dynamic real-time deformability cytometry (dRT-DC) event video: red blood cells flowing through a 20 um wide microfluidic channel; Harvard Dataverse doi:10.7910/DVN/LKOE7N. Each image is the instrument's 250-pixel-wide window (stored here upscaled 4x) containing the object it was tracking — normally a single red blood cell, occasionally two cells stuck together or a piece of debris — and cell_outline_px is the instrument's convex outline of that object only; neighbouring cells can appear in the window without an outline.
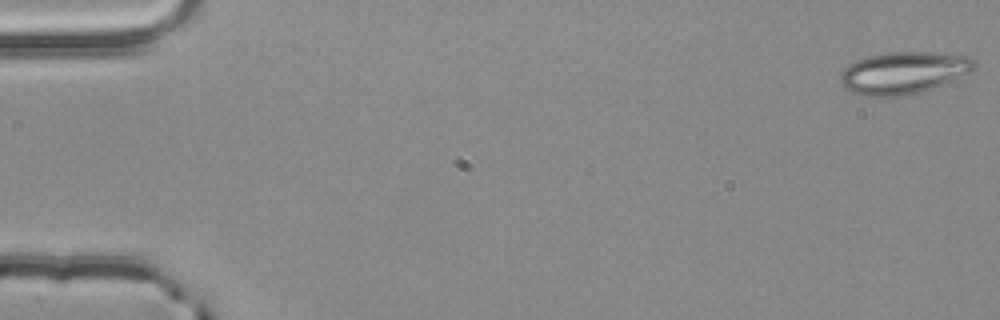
{"species": "common noctule bat (a hibernating species)", "species_latin": "Nyctalus noctula", "temperature_condition": "room temperature", "stored_images_in_passage": 17, "camera_frame_rate_fps": 3000, "um_per_image_px": 0.085, "animal": {"sex": "male", "body_mass_g": 20.4}, "frame": {"image": 1, "passage_image": 1, "time_ms": 0.0, "image_size_px": [1000, 320], "cell_outline_px": [[976, 68], [972, 72], [932, 88], [920, 92], [900, 96], [860, 96], [848, 92], [840, 84], [840, 72], [848, 64], [856, 60], [868, 56], [884, 52], [932, 52], [968, 56], [976, 60]], "centroid_in_image_um": [76.76, 6.18], "position_along_channel_um": 8.2, "area_um2": 33.29}}